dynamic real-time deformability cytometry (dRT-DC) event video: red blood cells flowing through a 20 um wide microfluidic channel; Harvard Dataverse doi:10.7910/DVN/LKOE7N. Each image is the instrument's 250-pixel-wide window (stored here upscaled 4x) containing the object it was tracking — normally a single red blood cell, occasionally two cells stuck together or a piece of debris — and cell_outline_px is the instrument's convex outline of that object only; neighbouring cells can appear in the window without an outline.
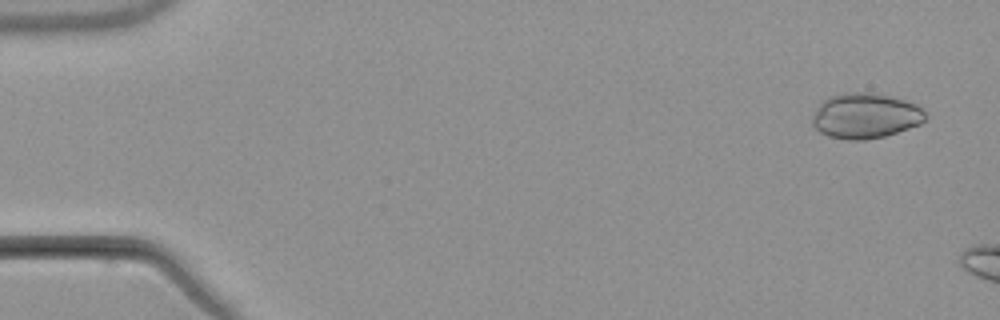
{"species": "common noctule bat (a hibernating species)", "species_latin": "Nyctalus noctula", "temperature_condition": "warm", "stored_images_in_passage": 4, "camera_frame_rate_fps": 3000, "um_per_image_px": 0.085, "animal": {"sex": "male", "body_mass_g": 21.5, "forearm_length_mm": 52.0}, "frame": {"image": 1, "passage_image": 1, "time_ms": 0.0, "image_size_px": [1000, 320], "cell_outline_px": [[928, 116], [920, 124], [884, 136], [864, 140], [848, 140], [828, 136], [820, 132], [812, 124], [812, 116], [820, 100], [828, 96], [844, 92], [868, 92], [888, 96], [904, 100], [916, 104]], "centroid_in_image_um": [73.5, 9.83], "position_along_channel_um": 11.5, "area_um2": 29.94}}